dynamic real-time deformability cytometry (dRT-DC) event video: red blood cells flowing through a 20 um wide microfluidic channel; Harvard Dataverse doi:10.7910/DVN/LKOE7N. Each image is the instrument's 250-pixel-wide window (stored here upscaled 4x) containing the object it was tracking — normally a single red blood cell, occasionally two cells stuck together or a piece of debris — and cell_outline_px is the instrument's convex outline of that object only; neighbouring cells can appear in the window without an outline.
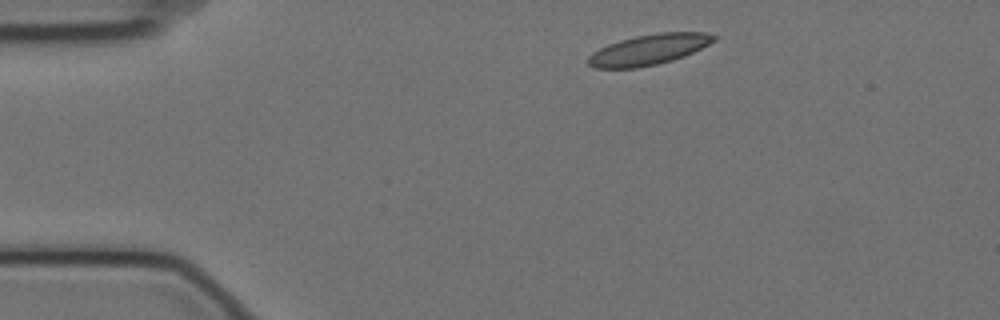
{"species": "Egyptian fruit bat (a non-hibernating species)", "species_latin": "Rousettus aegyptiacus", "temperature_condition": "cold", "stored_images_in_passage": 5, "camera_frame_rate_fps": 3000, "um_per_image_px": 0.085, "animal": {"sex": "female"}, "frame": {"image": 1, "passage_image": 1, "time_ms": 0.0, "image_size_px": [1000, 320], "cell_outline_px": [[716, 40], [684, 56], [672, 60], [656, 64], [636, 68], [596, 68], [588, 64], [588, 56], [592, 52], [608, 44], [620, 40], [636, 36], [660, 32], [704, 32], [716, 36]], "centroid_in_image_um": [55.13, 4.21], "position_along_channel_um": 29.9, "area_um2": 22.14}}
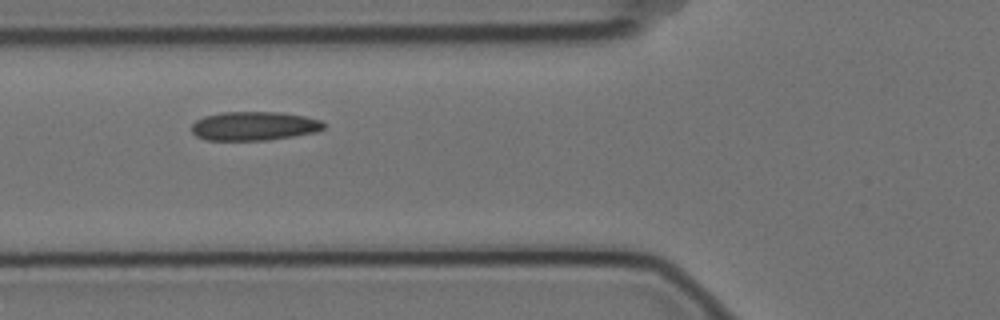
{"frame": {"image": 2, "passage_image": 4, "time_ms": 1.0, "image_size_px": [1000, 320], "cell_outline_px": [[328, 124], [324, 128], [316, 132], [268, 140], [204, 140], [196, 136], [192, 132], [192, 124], [196, 120], [204, 116], [220, 112], [280, 112], [304, 116], [320, 120]], "centroid_in_image_um": [21.59, 10.71], "position_along_channel_um": 104.2, "area_um2": 22.37}}
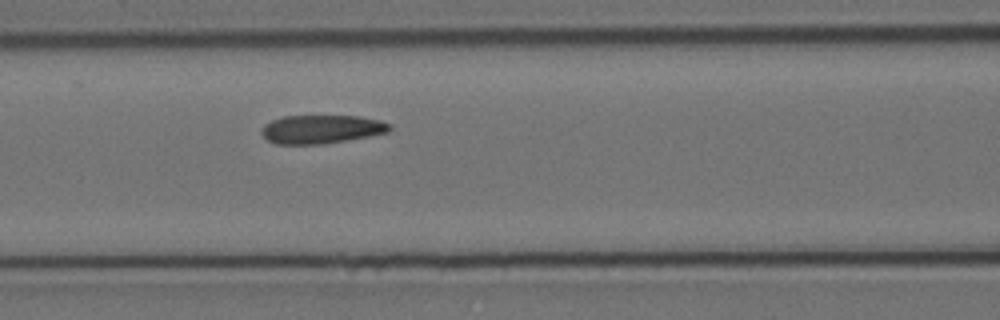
{"frame": {"image": 3, "passage_image": 5, "time_ms": 1.333, "image_size_px": [1000, 320], "cell_outline_px": [[392, 128], [388, 132], [368, 136], [320, 144], [276, 144], [268, 140], [260, 132], [260, 128], [264, 124], [272, 120], [284, 116], [360, 116], [380, 120], [392, 124]], "centroid_in_image_um": [27.31, 10.97], "position_along_channel_um": 139.3, "area_um2": 21.27}}